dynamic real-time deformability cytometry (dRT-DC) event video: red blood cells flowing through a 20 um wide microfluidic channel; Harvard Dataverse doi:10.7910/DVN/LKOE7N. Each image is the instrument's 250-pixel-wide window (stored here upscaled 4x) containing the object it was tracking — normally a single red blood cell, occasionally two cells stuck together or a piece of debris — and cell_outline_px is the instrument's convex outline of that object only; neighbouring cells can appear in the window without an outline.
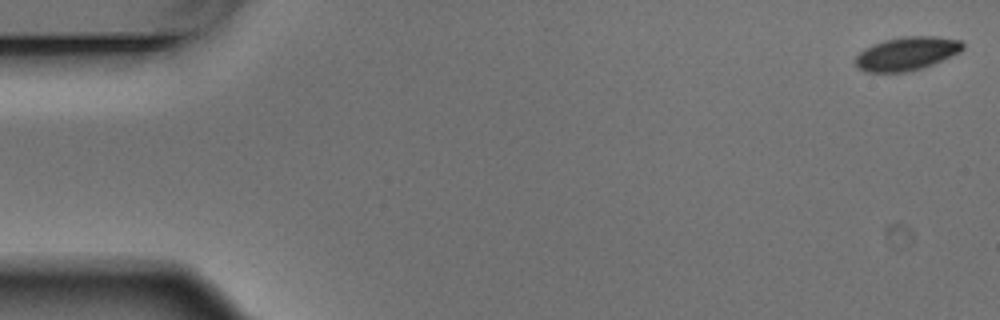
{"species": "Egyptian fruit bat (a non-hibernating species)", "species_latin": "Rousettus aegyptiacus", "temperature_condition": "warm", "stored_images_in_passage": 4, "camera_frame_rate_fps": 3000, "um_per_image_px": 0.085, "animal": {"sex": "male"}, "frame": {"image": 1, "passage_image": 1, "time_ms": 0.0, "image_size_px": [1000, 320], "cell_outline_px": [[964, 48], [960, 52], [932, 64], [908, 72], [864, 72], [856, 68], [856, 56], [864, 48], [872, 44], [884, 40], [904, 36], [932, 36], [960, 40], [964, 44]], "centroid_in_image_um": [77.04, 4.56], "position_along_channel_um": 8.0, "area_um2": 20.92}}
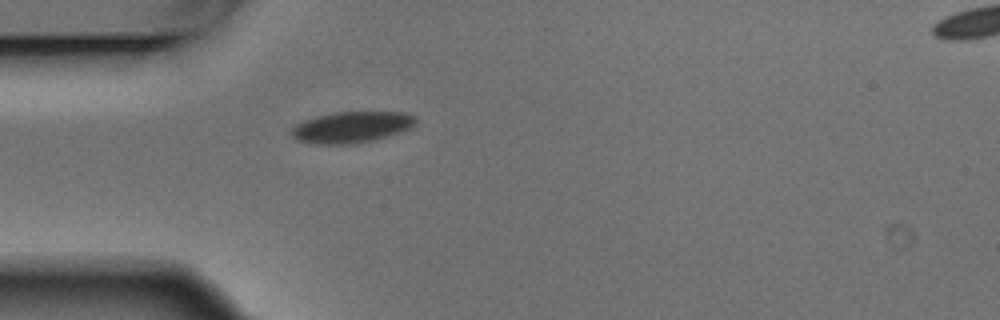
{"frame": {"image": 2, "passage_image": 4, "time_ms": 1.0, "image_size_px": [1000, 320], "cell_outline_px": [[416, 120], [408, 128], [400, 132], [372, 140], [352, 144], [316, 144], [300, 140], [292, 136], [288, 132], [296, 124], [304, 120], [316, 116], [336, 112], [408, 112], [416, 116]], "centroid_in_image_um": [29.86, 10.8], "position_along_channel_um": 55.1, "area_um2": 22.43}}